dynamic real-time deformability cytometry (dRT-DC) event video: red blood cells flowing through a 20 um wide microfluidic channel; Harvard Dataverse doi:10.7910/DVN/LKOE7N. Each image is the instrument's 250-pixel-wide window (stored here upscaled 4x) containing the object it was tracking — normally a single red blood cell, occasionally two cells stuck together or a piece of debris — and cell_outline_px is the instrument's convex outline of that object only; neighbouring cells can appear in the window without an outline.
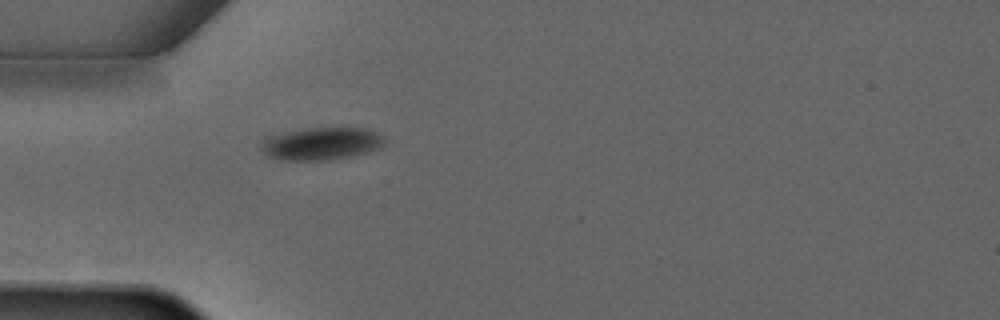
{"species": "common noctule bat (a hibernating species)", "species_latin": "Nyctalus noctula", "temperature_condition": "warm", "stored_images_in_passage": 1, "camera_frame_rate_fps": 3000, "um_per_image_px": 0.085, "animal": {"sex": "male", "forearm_length_mm": 52.5}, "frame": {"image": 1, "passage_image": 1, "time_ms": 0.0, "image_size_px": [1000, 320], "cell_outline_px": [[384, 144], [380, 148], [368, 152], [352, 156], [328, 160], [280, 160], [268, 156], [260, 148], [260, 140], [264, 136], [304, 128], [368, 128], [380, 136], [384, 140]], "centroid_in_image_um": [27.24, 12.21], "position_along_channel_um": 57.8, "area_um2": 23.64}}